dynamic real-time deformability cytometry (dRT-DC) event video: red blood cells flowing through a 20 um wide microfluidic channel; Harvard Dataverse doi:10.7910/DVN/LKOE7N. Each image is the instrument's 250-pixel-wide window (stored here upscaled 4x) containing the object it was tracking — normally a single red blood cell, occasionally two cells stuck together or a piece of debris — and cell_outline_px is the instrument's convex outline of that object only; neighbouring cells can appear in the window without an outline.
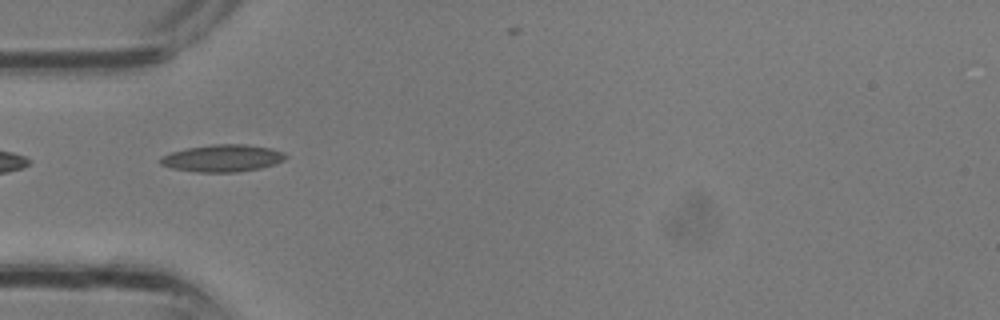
{"species": "common noctule bat (a hibernating species)", "species_latin": "Nyctalus noctula", "temperature_condition": "room temperature", "stored_images_in_passage": 1, "camera_frame_rate_fps": 3000, "um_per_image_px": 0.085, "animal": {"sex": "male", "body_mass_g": 13.3}, "frame": {"image": 1, "passage_image": 1, "time_ms": 0.0, "image_size_px": [1000, 320], "cell_outline_px": [[288, 156], [284, 160], [260, 168], [236, 172], [200, 172], [172, 168], [160, 164], [160, 156], [172, 152], [188, 148], [212, 144], [244, 144], [268, 148], [284, 152]], "centroid_in_image_um": [18.9, 13.44], "position_along_channel_um": 66.1, "area_um2": 19.59}}